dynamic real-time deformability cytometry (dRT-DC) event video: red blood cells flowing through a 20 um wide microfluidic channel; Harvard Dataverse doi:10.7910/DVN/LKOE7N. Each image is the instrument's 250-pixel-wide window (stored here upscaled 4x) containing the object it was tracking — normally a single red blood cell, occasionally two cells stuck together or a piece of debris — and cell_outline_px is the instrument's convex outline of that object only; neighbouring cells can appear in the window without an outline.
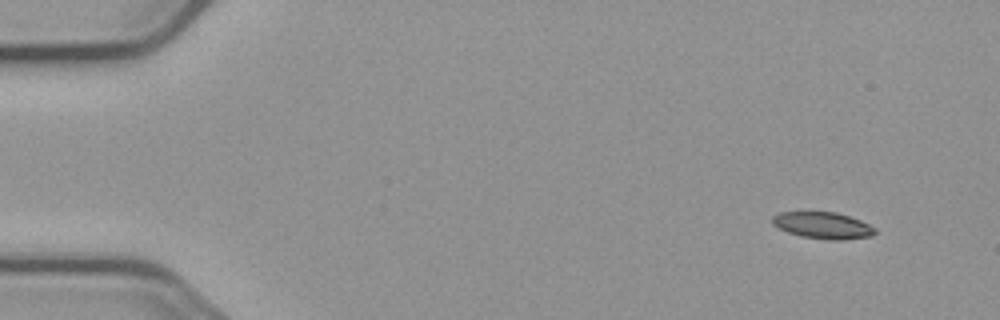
{"species": "common noctule bat (a hibernating species)", "species_latin": "Nyctalus noctula", "temperature_condition": "cold", "stored_images_in_passage": 7, "camera_frame_rate_fps": 3000, "um_per_image_px": 0.085, "animal": {"sex": "male", "body_mass_g": 23.1, "forearm_length_mm": 52.7}, "frame": {"image": 1, "passage_image": 1, "time_ms": 0.0, "image_size_px": [1000, 320], "cell_outline_px": [[876, 232], [872, 236], [840, 240], [832, 240], [800, 236], [788, 232], [772, 224], [772, 216], [780, 212], [836, 212], [860, 220], [876, 228]], "centroid_in_image_um": [69.95, 19.16], "position_along_channel_um": 15.1, "area_um2": 15.84}}
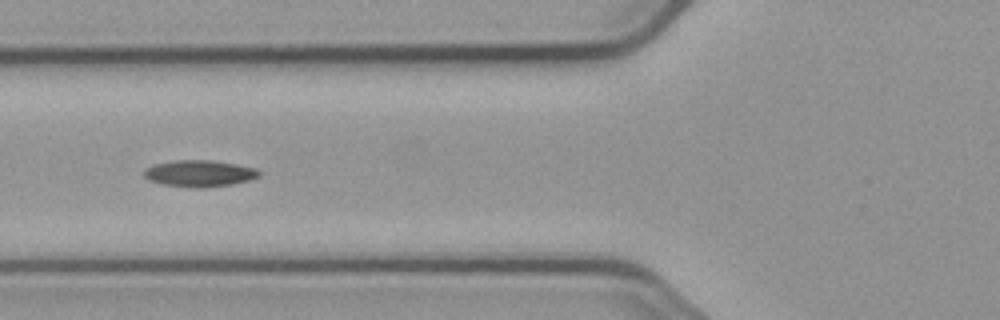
{"frame": {"image": 2, "passage_image": 6, "time_ms": 5.667, "image_size_px": [1000, 320], "cell_outline_px": [[260, 176], [248, 180], [232, 184], [200, 188], [192, 188], [164, 184], [148, 180], [144, 176], [144, 168], [152, 164], [176, 160], [212, 160], [236, 164], [256, 168], [260, 172]], "centroid_in_image_um": [16.92, 14.73], "position_along_channel_um": 108.9, "area_um2": 17.86}}
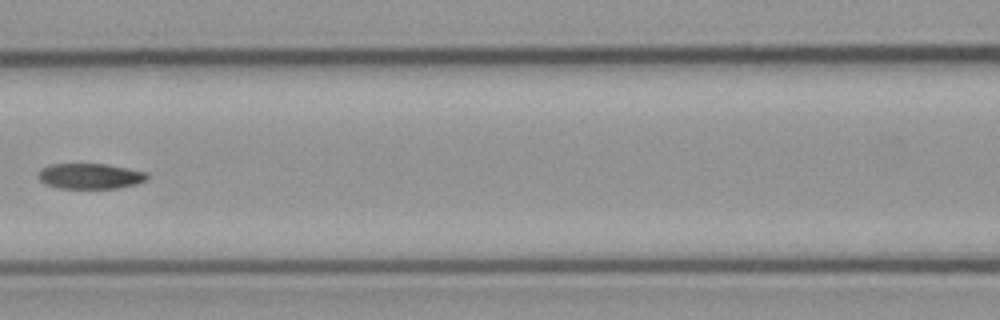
{"frame": {"image": 3, "passage_image": 7, "time_ms": 7.0, "image_size_px": [1000, 320], "cell_outline_px": [[148, 176], [144, 180], [136, 184], [116, 188], [60, 188], [44, 184], [36, 176], [40, 168], [52, 164], [108, 164], [144, 172]], "centroid_in_image_um": [7.58, 14.97], "position_along_channel_um": 159.0, "area_um2": 16.07}}